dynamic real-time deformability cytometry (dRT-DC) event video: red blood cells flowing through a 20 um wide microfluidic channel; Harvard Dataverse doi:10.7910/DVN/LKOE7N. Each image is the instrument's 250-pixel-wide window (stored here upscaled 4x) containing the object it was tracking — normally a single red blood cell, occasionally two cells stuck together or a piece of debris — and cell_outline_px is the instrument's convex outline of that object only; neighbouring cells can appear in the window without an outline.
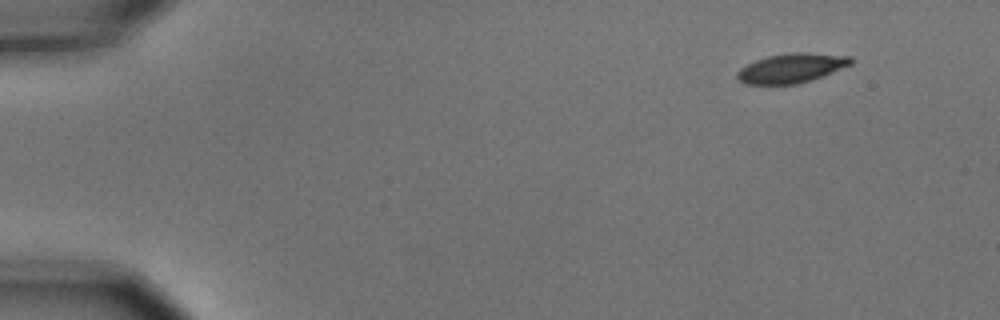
{"species": "common noctule bat (a hibernating species)", "species_latin": "Nyctalus noctula", "temperature_condition": "cold", "stored_images_in_passage": 5, "camera_frame_rate_fps": 3000, "um_per_image_px": 0.085, "animal": {"sex": "male", "body_mass_g": 15.6}, "frame": {"image": 1, "passage_image": 1, "time_ms": 0.0, "image_size_px": [1000, 320], "cell_outline_px": [[852, 64], [812, 80], [796, 84], [744, 84], [736, 76], [736, 72], [740, 68], [756, 60], [768, 56], [792, 52], [808, 52], [852, 56]], "centroid_in_image_um": [67.28, 5.78], "position_along_channel_um": 17.7, "area_um2": 19.48}}